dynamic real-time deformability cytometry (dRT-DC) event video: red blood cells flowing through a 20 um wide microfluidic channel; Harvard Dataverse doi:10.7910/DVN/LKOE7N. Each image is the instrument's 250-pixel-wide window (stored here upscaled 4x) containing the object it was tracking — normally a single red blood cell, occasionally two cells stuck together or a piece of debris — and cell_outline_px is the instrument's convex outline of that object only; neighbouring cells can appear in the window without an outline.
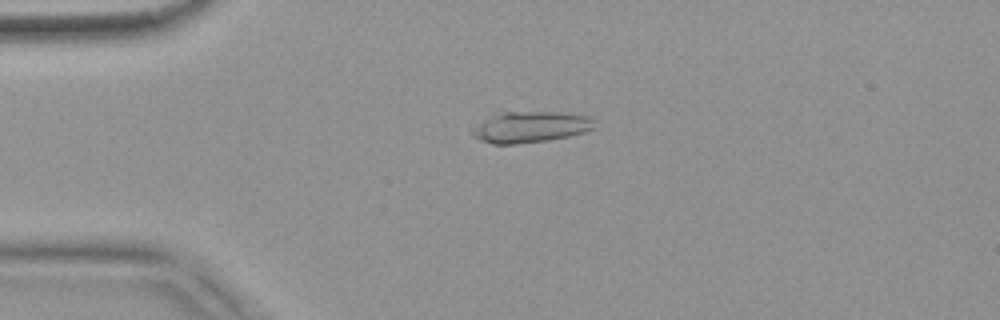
{"species": "common noctule bat (a hibernating species)", "species_latin": "Nyctalus noctula", "temperature_condition": "warm", "stored_images_in_passage": 53, "camera_frame_rate_fps": 3000, "um_per_image_px": 0.085, "animal": {"sex": "female", "body_mass_g": 18.4}, "frame": {"image": 1, "passage_image": 13, "time_ms": 4.0, "image_size_px": [1000, 320], "cell_outline_px": [[596, 128], [584, 132], [568, 136], [548, 140], [516, 144], [492, 144], [480, 140], [472, 136], [472, 128], [492, 112], [556, 112], [592, 116], [596, 120]], "centroid_in_image_um": [45.08, 10.78], "position_along_channel_um": 39.9, "area_um2": 22.6}}
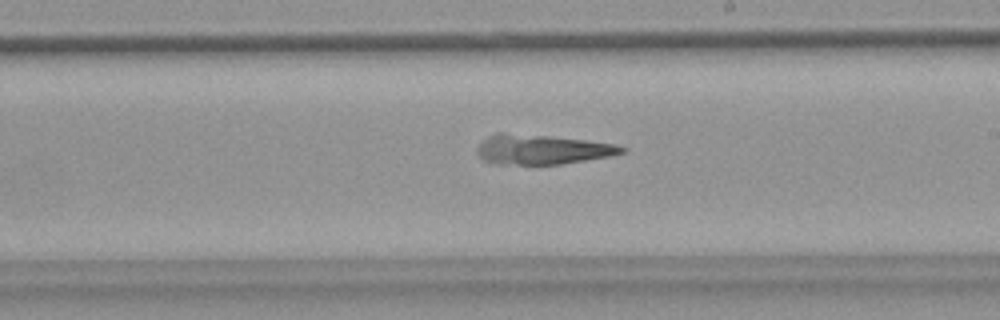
{"frame": {"image": 2, "passage_image": 31, "time_ms": 10.0, "image_size_px": [1000, 320], "cell_outline_px": [[628, 152], [612, 156], [564, 164], [496, 164], [480, 160], [476, 152], [476, 148], [488, 136], [496, 132], [504, 132], [548, 136], [584, 140], [616, 144], [628, 148]], "centroid_in_image_um": [46.08, 12.71], "position_along_channel_um": 242.9, "area_um2": 25.43}}
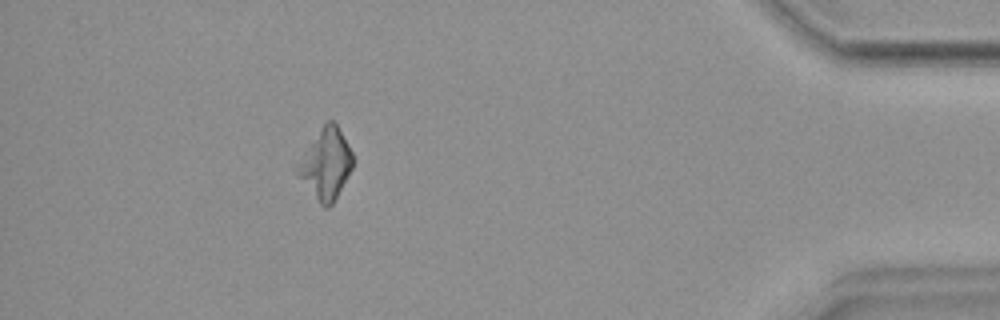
{"frame": {"image": 3, "passage_image": 48, "time_ms": 15.667, "image_size_px": [1000, 320], "cell_outline_px": [[352, 168], [332, 204], [328, 208], [324, 208], [320, 204], [296, 176], [292, 168], [324, 124], [328, 120], [332, 120], [336, 124], [348, 144], [352, 152]], "centroid_in_image_um": [27.64, 13.97], "position_along_channel_um": 407.6, "area_um2": 22.54}}